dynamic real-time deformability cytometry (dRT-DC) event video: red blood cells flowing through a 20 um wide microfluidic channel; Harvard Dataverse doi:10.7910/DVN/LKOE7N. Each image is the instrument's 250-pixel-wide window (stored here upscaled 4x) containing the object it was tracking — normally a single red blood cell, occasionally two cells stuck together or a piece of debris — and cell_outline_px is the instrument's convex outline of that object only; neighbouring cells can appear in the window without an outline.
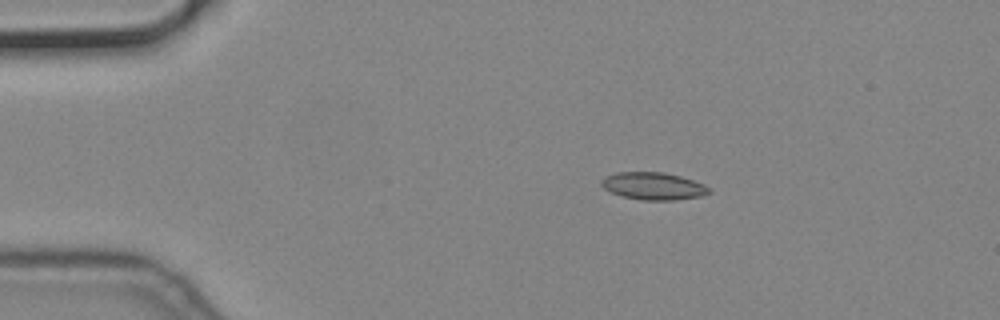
{"species": "common noctule bat (a hibernating species)", "species_latin": "Nyctalus noctula", "temperature_condition": "cold", "stored_images_in_passage": 3, "camera_frame_rate_fps": 3000, "um_per_image_px": 0.085, "animal": {"sex": "male", "body_mass_g": 19.2, "forearm_length_mm": 51.8}, "frame": {"image": 1, "passage_image": 2, "time_ms": 0.333, "image_size_px": [1000, 320], "cell_outline_px": [[712, 192], [704, 196], [676, 200], [640, 200], [620, 196], [604, 188], [600, 184], [600, 180], [604, 176], [616, 172], [664, 172], [680, 176], [704, 184]], "centroid_in_image_um": [55.52, 15.82], "position_along_channel_um": 29.5, "area_um2": 17.4}}